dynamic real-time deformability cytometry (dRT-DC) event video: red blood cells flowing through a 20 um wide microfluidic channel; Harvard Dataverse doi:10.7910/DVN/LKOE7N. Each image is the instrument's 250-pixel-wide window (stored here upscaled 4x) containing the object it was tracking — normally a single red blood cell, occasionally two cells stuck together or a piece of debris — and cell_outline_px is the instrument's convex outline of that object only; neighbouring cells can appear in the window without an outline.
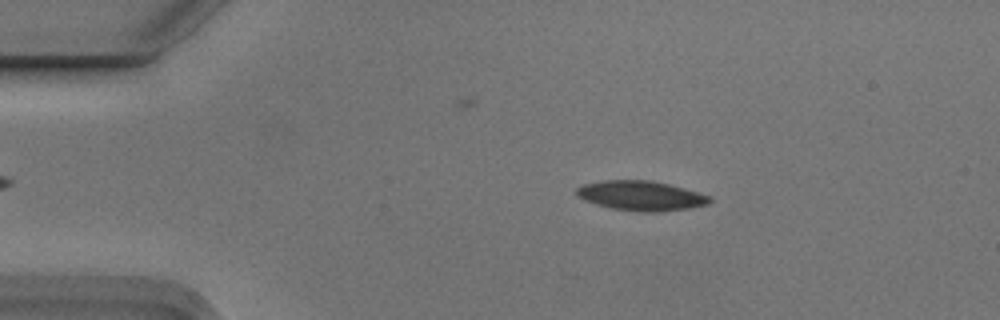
{"species": "Egyptian fruit bat (a non-hibernating species)", "species_latin": "Rousettus aegyptiacus", "temperature_condition": "cold", "stored_images_in_passage": 4, "segment_of_instrument_passage": [1, 2], "camera_frame_rate_fps": 3000, "um_per_image_px": 0.085, "animal": {"sex": "male"}, "frame": {"image": 1, "passage_image": 2, "time_ms": 0.333, "image_size_px": [1000, 320], "cell_outline_px": [[712, 200], [708, 204], [688, 208], [656, 212], [640, 212], [612, 208], [596, 204], [584, 200], [576, 196], [576, 188], [584, 184], [604, 180], [652, 180], [684, 188], [712, 196]], "centroid_in_image_um": [54.48, 16.63], "position_along_channel_um": 30.5, "area_um2": 23.06}}